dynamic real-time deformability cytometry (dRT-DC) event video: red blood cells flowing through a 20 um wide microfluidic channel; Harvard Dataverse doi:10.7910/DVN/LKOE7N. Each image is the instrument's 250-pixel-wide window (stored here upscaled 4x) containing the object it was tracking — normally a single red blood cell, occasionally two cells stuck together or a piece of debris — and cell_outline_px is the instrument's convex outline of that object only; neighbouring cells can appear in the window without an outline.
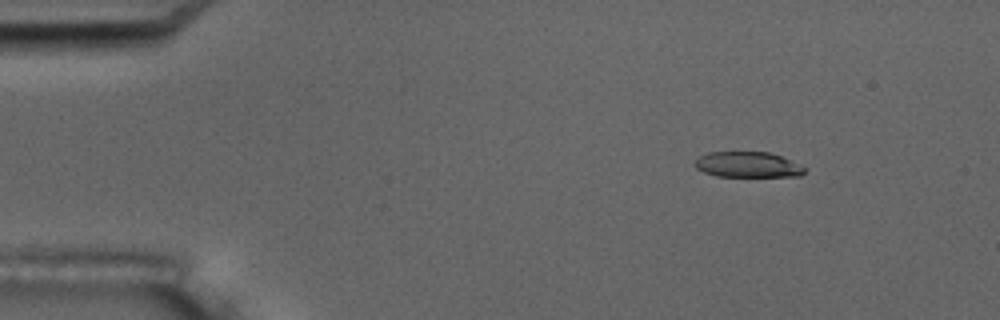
{"species": "common noctule bat (a hibernating species)", "species_latin": "Nyctalus noctula", "temperature_condition": "room temperature", "stored_images_in_passage": 3, "camera_frame_rate_fps": 3000, "um_per_image_px": 0.085, "animal": {"sex": "male", "body_mass_g": 17.5, "forearm_length_mm": 52.3}, "frame": {"image": 1, "passage_image": 1, "time_ms": 0.0, "image_size_px": [1000, 320], "cell_outline_px": [[808, 168], [800, 176], [716, 176], [704, 172], [696, 168], [692, 164], [700, 156], [708, 152], [768, 152], [780, 156]], "centroid_in_image_um": [63.54, 13.99], "position_along_channel_um": 21.5, "area_um2": 16.3}}
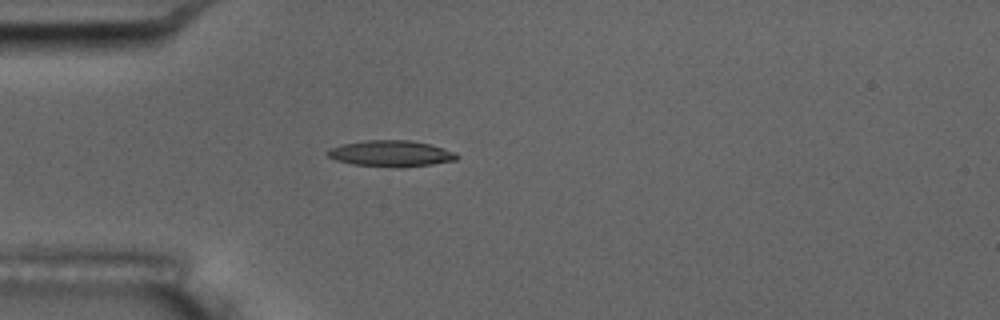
{"frame": {"image": 2, "passage_image": 3, "time_ms": 3.0, "image_size_px": [1000, 320], "cell_outline_px": [[460, 156], [456, 160], [432, 164], [400, 168], [352, 164], [336, 160], [328, 156], [324, 152], [328, 148], [340, 144], [368, 140], [408, 140], [428, 144], [444, 148], [456, 152]], "centroid_in_image_um": [33.21, 13.05], "position_along_channel_um": 51.8, "area_um2": 19.88}}